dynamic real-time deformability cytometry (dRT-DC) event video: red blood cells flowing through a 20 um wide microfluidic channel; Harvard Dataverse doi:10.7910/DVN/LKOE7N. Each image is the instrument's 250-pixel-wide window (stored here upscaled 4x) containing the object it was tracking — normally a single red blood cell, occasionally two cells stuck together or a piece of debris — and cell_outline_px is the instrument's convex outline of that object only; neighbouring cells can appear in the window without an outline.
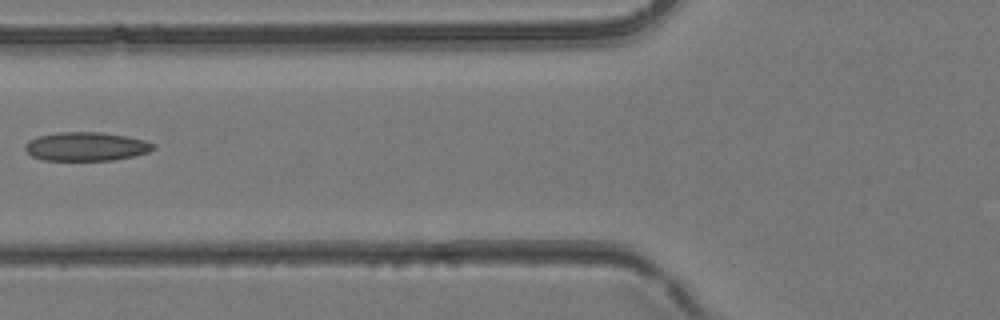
{"species": "common noctule bat (a hibernating species)", "species_latin": "Nyctalus noctula", "temperature_condition": "room temperature", "stored_images_in_passage": 4, "camera_frame_rate_fps": 3000, "um_per_image_px": 0.085, "animal": {"sex": "female", "body_mass_g": 24.6, "forearm_length_mm": 56.2}, "frame": {"image": 1, "passage_image": 4, "time_ms": 1.0, "image_size_px": [1000, 320], "cell_outline_px": [[156, 148], [148, 152], [132, 156], [112, 160], [44, 160], [32, 156], [24, 148], [24, 144], [28, 140], [36, 136], [60, 132], [104, 132], [128, 136], [144, 140], [156, 144]], "centroid_in_image_um": [7.32, 12.44], "position_along_channel_um": 118.5, "area_um2": 21.62}}